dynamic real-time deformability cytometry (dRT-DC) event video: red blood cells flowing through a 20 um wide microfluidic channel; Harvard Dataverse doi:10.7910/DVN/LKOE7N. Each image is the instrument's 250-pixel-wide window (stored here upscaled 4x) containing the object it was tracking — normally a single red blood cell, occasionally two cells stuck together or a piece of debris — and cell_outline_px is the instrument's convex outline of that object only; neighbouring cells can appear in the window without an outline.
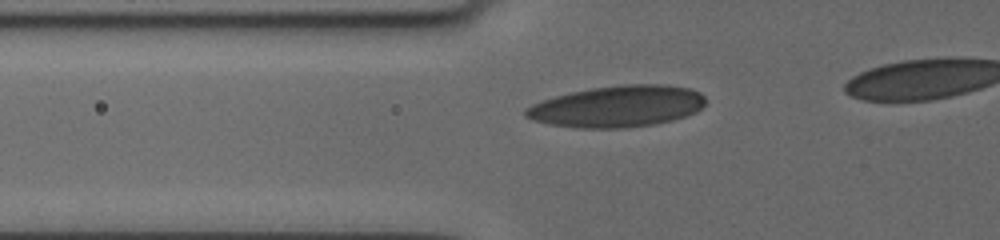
{"species": "human", "species_latin": "Homo sapiens", "temperature_condition": "cold", "stored_images_in_passage": 9, "segment_of_instrument_passage": [1, 2], "camera_frame_rate_fps": 3000, "um_per_image_px": 0.085, "donor": {"sex": "female"}, "frame": {"image": 1, "passage_image": 2, "time_ms": 0.333, "image_size_px": [1000, 240], "cell_outline_px": [[704, 104], [696, 112], [672, 120], [656, 124], [624, 128], [576, 128], [548, 124], [532, 120], [524, 116], [524, 108], [540, 100], [572, 92], [592, 88], [620, 84], [664, 84], [692, 88], [700, 92], [704, 96]], "centroid_in_image_um": [52.45, 9.04], "position_along_channel_um": 73.3, "area_um2": 43.75}}
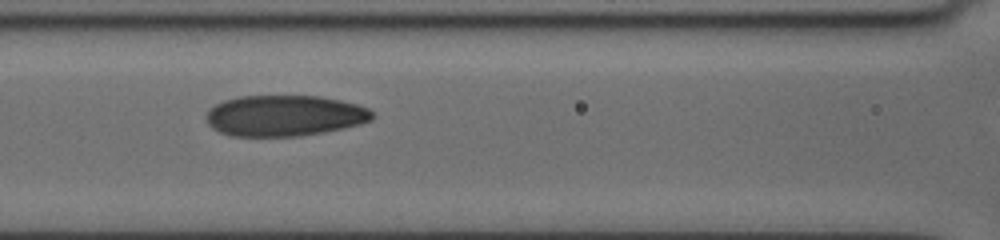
{"frame": {"image": 2, "passage_image": 6, "time_ms": 2.333, "image_size_px": [1000, 240], "cell_outline_px": [[376, 116], [372, 120], [360, 124], [344, 128], [324, 132], [300, 136], [232, 136], [220, 132], [212, 128], [208, 124], [204, 116], [208, 108], [224, 100], [240, 96], [320, 96], [340, 100], [356, 104], [368, 108]], "centroid_in_image_um": [24.17, 9.83], "position_along_channel_um": 142.4, "area_um2": 39.94}}
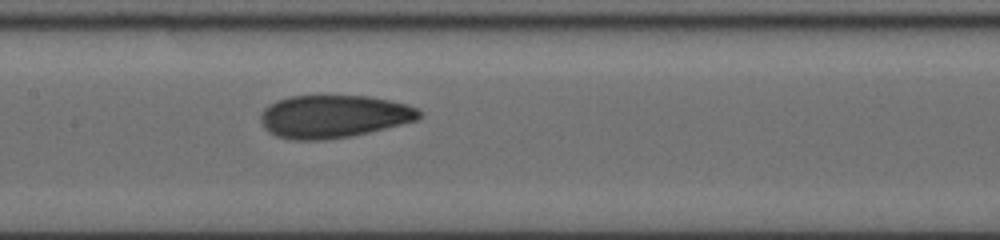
{"frame": {"image": 3, "passage_image": 8, "time_ms": 3.333, "image_size_px": [1000, 240], "cell_outline_px": [[424, 112], [420, 120], [352, 136], [324, 140], [292, 140], [276, 136], [268, 132], [264, 128], [260, 120], [260, 116], [264, 108], [268, 104], [276, 100], [288, 96], [372, 96], [408, 104]], "centroid_in_image_um": [28.37, 9.9], "position_along_channel_um": 179.0, "area_um2": 40.11}}